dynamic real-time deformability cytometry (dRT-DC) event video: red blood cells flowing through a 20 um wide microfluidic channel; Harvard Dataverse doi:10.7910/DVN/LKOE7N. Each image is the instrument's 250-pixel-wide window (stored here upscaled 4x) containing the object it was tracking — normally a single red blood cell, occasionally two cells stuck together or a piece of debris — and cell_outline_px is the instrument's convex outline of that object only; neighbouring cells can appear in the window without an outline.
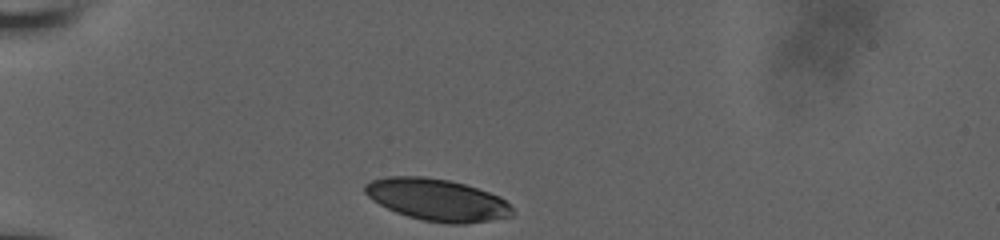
{"species": "human", "species_latin": "Homo sapiens", "temperature_condition": "room temperature", "stored_images_in_passage": 15, "camera_frame_rate_fps": 3000, "um_per_image_px": 0.085, "donor": {"sex": "male"}, "frame": {"image": 1, "passage_image": 1, "time_ms": 0.0, "image_size_px": [1000, 240], "cell_outline_px": [[512, 216], [492, 220], [464, 224], [448, 224], [424, 220], [408, 216], [396, 212], [372, 200], [364, 192], [364, 184], [372, 180], [388, 176], [424, 176], [448, 180], [464, 184], [500, 196], [512, 208]], "centroid_in_image_um": [37.14, 16.98], "position_along_channel_um": 47.9, "area_um2": 35.89}}
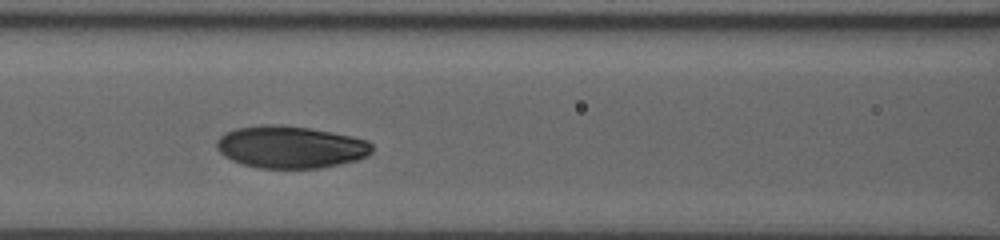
{"frame": {"image": 2, "passage_image": 11, "time_ms": 3.333, "image_size_px": [1000, 240], "cell_outline_px": [[372, 152], [368, 156], [356, 160], [340, 164], [320, 168], [256, 168], [232, 160], [224, 156], [216, 148], [216, 140], [224, 132], [236, 128], [260, 124], [280, 124], [312, 128], [352, 136], [368, 140], [372, 144]], "centroid_in_image_um": [24.69, 12.48], "position_along_channel_um": 141.9, "area_um2": 38.67}}
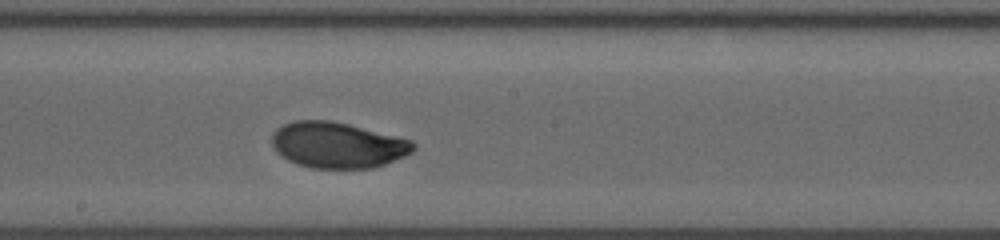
{"frame": {"image": 3, "passage_image": 15, "time_ms": 4.667, "image_size_px": [1000, 240], "cell_outline_px": [[416, 148], [412, 152], [404, 156], [384, 164], [372, 168], [312, 168], [296, 164], [280, 156], [276, 152], [272, 144], [272, 132], [276, 128], [284, 124], [296, 120], [332, 120], [412, 140], [416, 144]], "centroid_in_image_um": [28.67, 12.33], "position_along_channel_um": 219.5, "area_um2": 37.92}}